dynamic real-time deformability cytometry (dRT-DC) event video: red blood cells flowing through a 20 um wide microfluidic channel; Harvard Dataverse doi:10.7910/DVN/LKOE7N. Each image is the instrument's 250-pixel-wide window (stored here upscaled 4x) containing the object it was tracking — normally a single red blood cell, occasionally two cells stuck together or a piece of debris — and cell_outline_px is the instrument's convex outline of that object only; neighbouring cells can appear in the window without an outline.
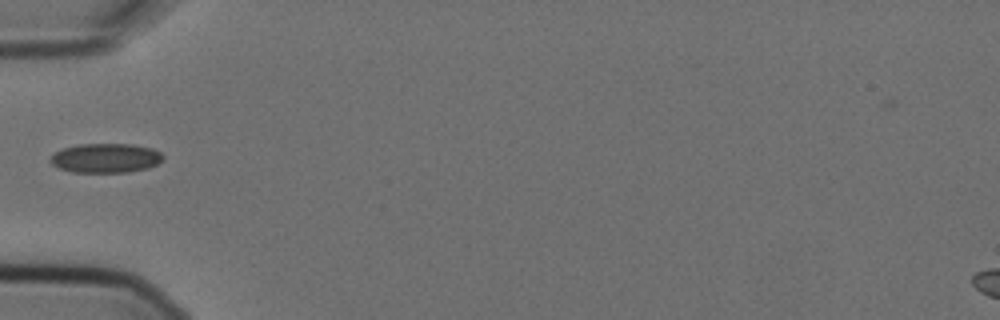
{"species": "Egyptian fruit bat (a non-hibernating species)", "species_latin": "Rousettus aegyptiacus", "temperature_condition": "cold", "stored_images_in_passage": 1, "camera_frame_rate_fps": 3000, "um_per_image_px": 0.085, "animal": {"sex": "female"}, "frame": {"image": 1, "passage_image": 1, "time_ms": 0.0, "image_size_px": [1000, 320], "cell_outline_px": [[164, 160], [148, 168], [128, 172], [72, 172], [60, 168], [52, 164], [52, 156], [56, 152], [64, 148], [80, 144], [132, 144], [152, 148], [160, 152], [164, 156]], "centroid_in_image_um": [9.04, 13.43], "position_along_channel_um": 76.0, "area_um2": 19.13}}